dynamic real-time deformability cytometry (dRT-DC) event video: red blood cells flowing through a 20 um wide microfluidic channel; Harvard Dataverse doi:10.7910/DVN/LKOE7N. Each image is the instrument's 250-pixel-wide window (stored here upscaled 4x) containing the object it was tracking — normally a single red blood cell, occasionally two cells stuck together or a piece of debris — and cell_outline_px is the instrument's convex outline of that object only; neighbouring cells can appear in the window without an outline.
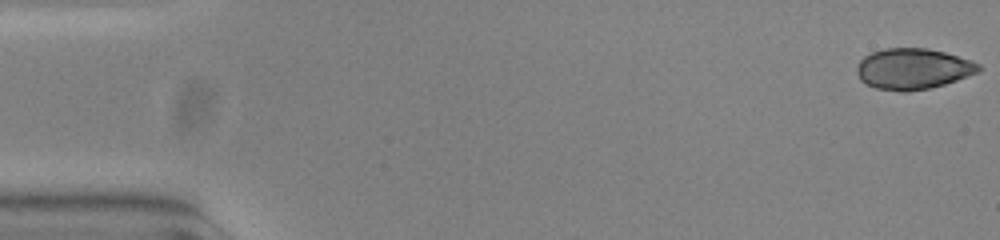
{"species": "common noctule bat (a hibernating species)", "species_latin": "Nyctalus noctula", "temperature_condition": "warm", "stored_images_in_passage": 54, "camera_frame_rate_fps": 3000, "um_per_image_px": 0.085, "animal": {"sex": "female", "body_mass_g": 23.0, "forearm_length_mm": 53.4}, "frame": {"image": 1, "passage_image": 1, "time_ms": 0.0, "image_size_px": [1000, 240], "cell_outline_px": [[980, 72], [944, 84], [928, 88], [908, 92], [900, 92], [876, 88], [860, 80], [856, 72], [856, 68], [860, 60], [864, 56], [872, 52], [884, 48], [928, 48], [944, 52], [972, 60], [980, 64]], "centroid_in_image_um": [77.6, 5.85], "position_along_channel_um": 7.4, "area_um2": 29.13}}